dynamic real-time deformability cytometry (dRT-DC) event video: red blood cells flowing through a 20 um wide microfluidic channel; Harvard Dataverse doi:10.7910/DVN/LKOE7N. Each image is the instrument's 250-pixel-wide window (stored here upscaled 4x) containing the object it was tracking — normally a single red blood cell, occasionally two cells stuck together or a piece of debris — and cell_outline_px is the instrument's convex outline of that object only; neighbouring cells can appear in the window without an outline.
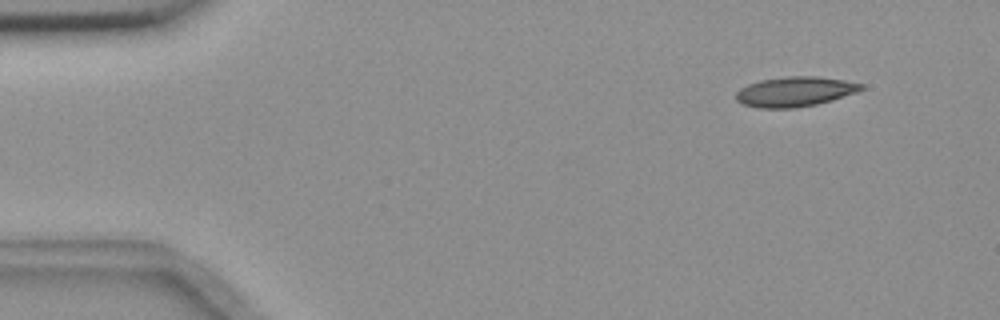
{"species": "common noctule bat (a hibernating species)", "species_latin": "Nyctalus noctula", "temperature_condition": "room temperature", "stored_images_in_passage": 52, "camera_frame_rate_fps": 3000, "um_per_image_px": 0.085, "animal": {"sex": "female", "body_mass_g": 18.4}, "frame": {"image": 1, "passage_image": 2, "time_ms": 0.333, "image_size_px": [1000, 320], "cell_outline_px": [[864, 88], [856, 92], [832, 100], [816, 104], [796, 108], [756, 108], [744, 104], [736, 100], [736, 92], [740, 88], [748, 84], [760, 80], [784, 76], [816, 76], [844, 80], [864, 84]], "centroid_in_image_um": [67.55, 7.79], "position_along_channel_um": 17.5, "area_um2": 21.85}}
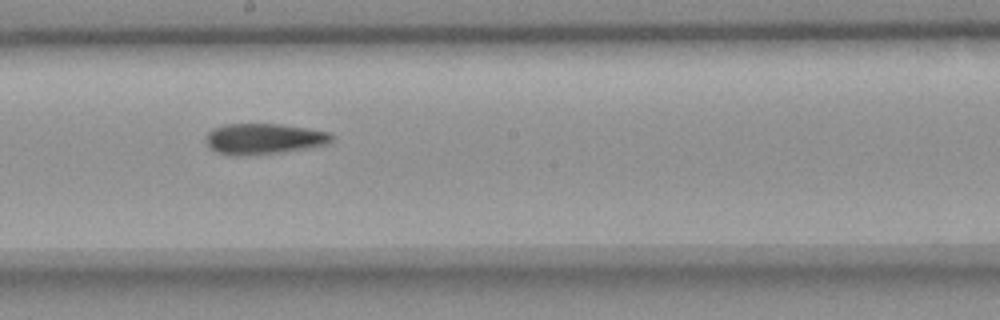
{"frame": {"image": 2, "passage_image": 27, "time_ms": 8.667, "image_size_px": [1000, 320], "cell_outline_px": [[332, 140], [324, 144], [304, 148], [280, 152], [216, 152], [204, 140], [208, 132], [212, 128], [224, 124], [280, 124], [308, 128], [328, 132], [332, 136]], "centroid_in_image_um": [22.43, 11.73], "position_along_channel_um": 225.8, "area_um2": 21.33}}
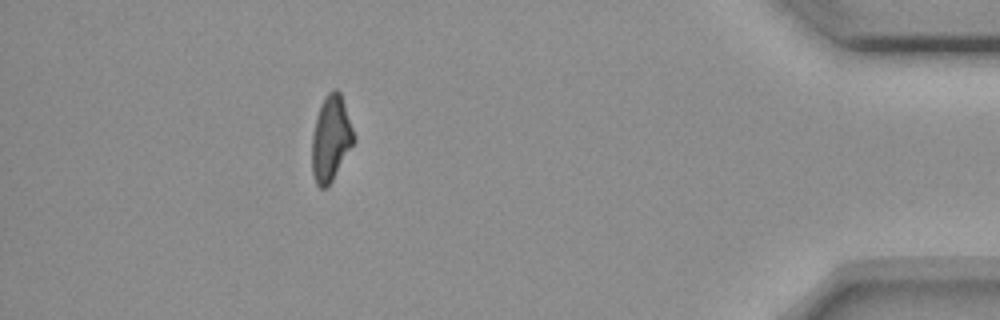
{"frame": {"image": 3, "passage_image": 46, "time_ms": 15.0, "image_size_px": [1000, 320], "cell_outline_px": [[356, 140], [332, 180], [324, 188], [320, 188], [316, 184], [312, 172], [312, 136], [316, 116], [320, 104], [324, 96], [332, 88], [336, 88], [340, 92], [356, 136]], "centroid_in_image_um": [28.13, 11.73], "position_along_channel_um": 407.1, "area_um2": 20.98}}